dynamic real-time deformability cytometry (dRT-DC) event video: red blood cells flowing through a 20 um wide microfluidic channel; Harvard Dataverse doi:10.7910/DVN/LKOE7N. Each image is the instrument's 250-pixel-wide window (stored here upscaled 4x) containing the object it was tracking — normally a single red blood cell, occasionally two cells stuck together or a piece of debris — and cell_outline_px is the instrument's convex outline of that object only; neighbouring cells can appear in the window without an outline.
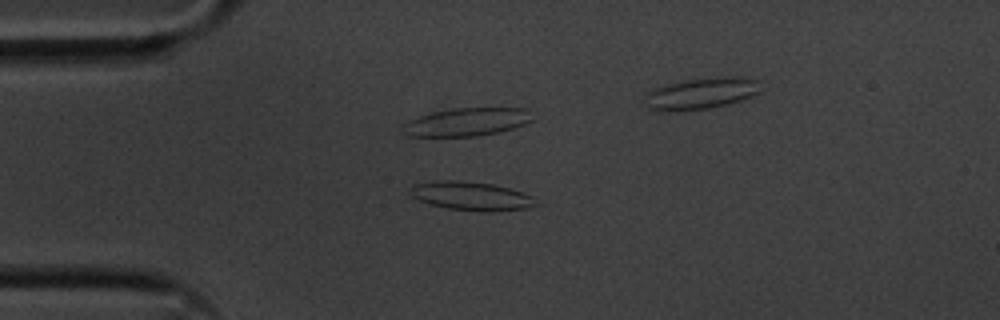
{"species": "common noctule bat (a hibernating species)", "species_latin": "Nyctalus noctula", "temperature_condition": "cold", "stored_images_in_passage": 36, "camera_frame_rate_fps": 3000, "um_per_image_px": 0.085, "animal": {"sex": "male", "body_mass_g": 20.1, "forearm_length_mm": 53.5}, "frame": {"image": 1, "passage_image": 4, "time_ms": 1.0, "image_size_px": [1000, 320], "cell_outline_px": [[536, 204], [528, 208], [488, 212], [448, 208], [432, 204], [420, 200], [412, 196], [412, 184], [444, 180], [452, 180], [492, 184], [508, 188], [532, 196]], "centroid_in_image_um": [40.06, 16.66], "position_along_channel_um": 44.9, "area_um2": 20.4}}
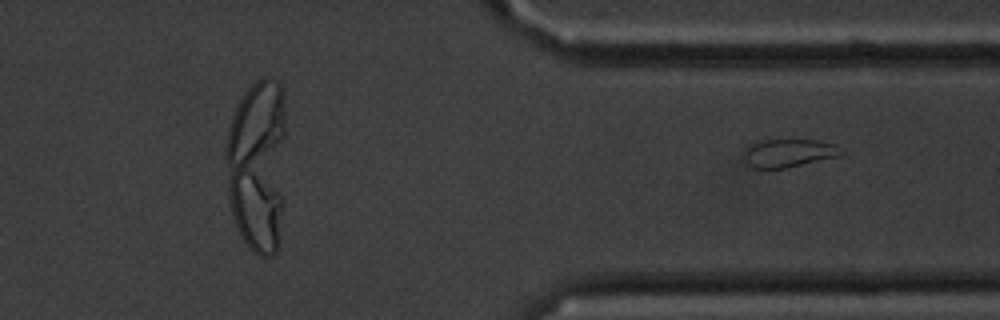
{"frame": {"image": 2, "passage_image": 36, "time_ms": 11.667, "image_size_px": [1000, 320], "cell_outline_px": [[844, 152], [840, 156], [784, 168], [752, 168], [748, 164], [744, 152], [744, 148], [748, 144], [764, 140], [816, 140], [836, 144]], "centroid_in_image_um": [67.04, 13.0], "position_along_channel_um": 344.4, "area_um2": 15.9}}